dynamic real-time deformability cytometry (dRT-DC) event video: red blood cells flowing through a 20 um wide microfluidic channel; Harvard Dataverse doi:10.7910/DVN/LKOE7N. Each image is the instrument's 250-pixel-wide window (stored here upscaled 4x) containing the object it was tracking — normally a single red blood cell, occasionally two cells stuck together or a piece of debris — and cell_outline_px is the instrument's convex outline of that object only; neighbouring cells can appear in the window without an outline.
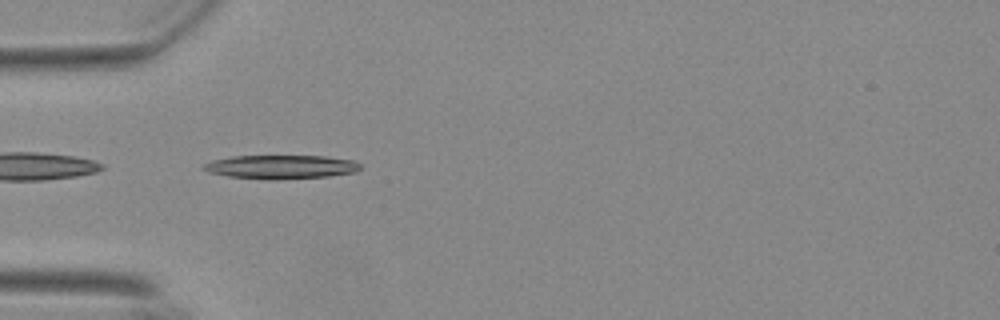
{"species": "Egyptian fruit bat (a non-hibernating species)", "species_latin": "Rousettus aegyptiacus", "temperature_condition": "warm", "stored_images_in_passage": 39, "camera_frame_rate_fps": 3000, "um_per_image_px": 0.085, "animal": {"sex": "female"}, "frame": {"image": 1, "passage_image": 1, "time_ms": 0.0, "image_size_px": [1000, 320], "cell_outline_px": [[360, 168], [356, 172], [328, 176], [228, 176], [208, 172], [200, 168], [204, 164], [212, 160], [232, 156], [324, 156], [356, 160], [360, 164]], "centroid_in_image_um": [23.91, 14.12], "position_along_channel_um": 61.1, "area_um2": 20.35}}
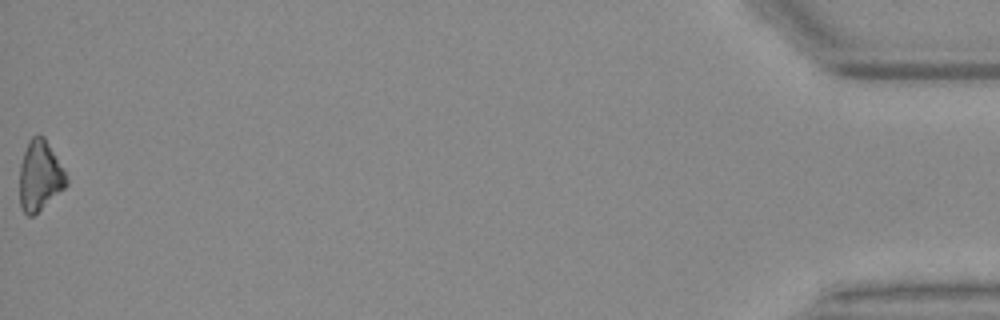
{"frame": {"image": 2, "passage_image": 39, "time_ms": 12.667, "image_size_px": [1000, 320], "cell_outline_px": [[68, 184], [64, 188], [32, 216], [28, 216], [20, 208], [20, 164], [28, 140], [32, 136], [44, 136], [64, 172], [68, 180]], "centroid_in_image_um": [3.36, 14.95], "position_along_channel_um": 431.8, "area_um2": 18.67}, "authors_computed_cell_mechanics": {"area_um2": 20.4612, "velocity_mm_per_s": 3.7275, "shape_relaxation_time_tau1_ms": 7.5071, "shape_relaxation_time_tau2_ms": null, "deformation_change_tau1": 0.1929, "deformation_change_tau2": null}}